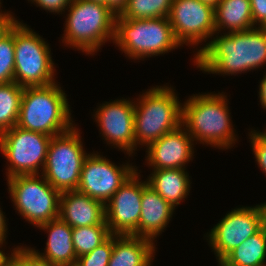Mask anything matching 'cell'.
Here are the masks:
<instances>
[{"label": "cell", "instance_id": "1", "mask_svg": "<svg viewBox=\"0 0 266 266\" xmlns=\"http://www.w3.org/2000/svg\"><path fill=\"white\" fill-rule=\"evenodd\" d=\"M214 35L194 55L200 71L232 76L266 66V27Z\"/></svg>", "mask_w": 266, "mask_h": 266}, {"label": "cell", "instance_id": "2", "mask_svg": "<svg viewBox=\"0 0 266 266\" xmlns=\"http://www.w3.org/2000/svg\"><path fill=\"white\" fill-rule=\"evenodd\" d=\"M228 103L225 92H208L193 94L182 104V126L196 144L228 150L237 143Z\"/></svg>", "mask_w": 266, "mask_h": 266}, {"label": "cell", "instance_id": "3", "mask_svg": "<svg viewBox=\"0 0 266 266\" xmlns=\"http://www.w3.org/2000/svg\"><path fill=\"white\" fill-rule=\"evenodd\" d=\"M61 88L57 82L25 87L16 126L51 137L69 131L75 124L67 95Z\"/></svg>", "mask_w": 266, "mask_h": 266}, {"label": "cell", "instance_id": "4", "mask_svg": "<svg viewBox=\"0 0 266 266\" xmlns=\"http://www.w3.org/2000/svg\"><path fill=\"white\" fill-rule=\"evenodd\" d=\"M171 85H156L134 100L135 151L182 125V103Z\"/></svg>", "mask_w": 266, "mask_h": 266}, {"label": "cell", "instance_id": "5", "mask_svg": "<svg viewBox=\"0 0 266 266\" xmlns=\"http://www.w3.org/2000/svg\"><path fill=\"white\" fill-rule=\"evenodd\" d=\"M66 11L65 46L93 56L105 42H113L116 14L107 5L73 0Z\"/></svg>", "mask_w": 266, "mask_h": 266}, {"label": "cell", "instance_id": "6", "mask_svg": "<svg viewBox=\"0 0 266 266\" xmlns=\"http://www.w3.org/2000/svg\"><path fill=\"white\" fill-rule=\"evenodd\" d=\"M113 43L133 60L164 55L181 46L168 17L130 19L116 15Z\"/></svg>", "mask_w": 266, "mask_h": 266}, {"label": "cell", "instance_id": "7", "mask_svg": "<svg viewBox=\"0 0 266 266\" xmlns=\"http://www.w3.org/2000/svg\"><path fill=\"white\" fill-rule=\"evenodd\" d=\"M14 82L21 87L46 86L55 81L56 66L47 41L27 24L14 26Z\"/></svg>", "mask_w": 266, "mask_h": 266}, {"label": "cell", "instance_id": "8", "mask_svg": "<svg viewBox=\"0 0 266 266\" xmlns=\"http://www.w3.org/2000/svg\"><path fill=\"white\" fill-rule=\"evenodd\" d=\"M79 131L74 125L69 131L52 136L48 147L41 174L60 193L77 190L81 170L88 156Z\"/></svg>", "mask_w": 266, "mask_h": 266}, {"label": "cell", "instance_id": "9", "mask_svg": "<svg viewBox=\"0 0 266 266\" xmlns=\"http://www.w3.org/2000/svg\"><path fill=\"white\" fill-rule=\"evenodd\" d=\"M7 184L15 210L33 226L59 217L61 193L42 174L13 176Z\"/></svg>", "mask_w": 266, "mask_h": 266}, {"label": "cell", "instance_id": "10", "mask_svg": "<svg viewBox=\"0 0 266 266\" xmlns=\"http://www.w3.org/2000/svg\"><path fill=\"white\" fill-rule=\"evenodd\" d=\"M51 136L14 126L0 134V150L9 162L6 179L17 175L40 174ZM40 171V172H39Z\"/></svg>", "mask_w": 266, "mask_h": 266}, {"label": "cell", "instance_id": "11", "mask_svg": "<svg viewBox=\"0 0 266 266\" xmlns=\"http://www.w3.org/2000/svg\"><path fill=\"white\" fill-rule=\"evenodd\" d=\"M266 224V202L234 208L207 232L206 240L217 261L256 234Z\"/></svg>", "mask_w": 266, "mask_h": 266}, {"label": "cell", "instance_id": "12", "mask_svg": "<svg viewBox=\"0 0 266 266\" xmlns=\"http://www.w3.org/2000/svg\"><path fill=\"white\" fill-rule=\"evenodd\" d=\"M136 170V165L127 162L118 166L92 152L84 161L77 190L106 204Z\"/></svg>", "mask_w": 266, "mask_h": 266}, {"label": "cell", "instance_id": "13", "mask_svg": "<svg viewBox=\"0 0 266 266\" xmlns=\"http://www.w3.org/2000/svg\"><path fill=\"white\" fill-rule=\"evenodd\" d=\"M168 19L182 47L209 43L216 33L214 8L201 0H173Z\"/></svg>", "mask_w": 266, "mask_h": 266}, {"label": "cell", "instance_id": "14", "mask_svg": "<svg viewBox=\"0 0 266 266\" xmlns=\"http://www.w3.org/2000/svg\"><path fill=\"white\" fill-rule=\"evenodd\" d=\"M134 104L130 98L100 104L94 116L103 140L113 148L133 156L135 152Z\"/></svg>", "mask_w": 266, "mask_h": 266}, {"label": "cell", "instance_id": "15", "mask_svg": "<svg viewBox=\"0 0 266 266\" xmlns=\"http://www.w3.org/2000/svg\"><path fill=\"white\" fill-rule=\"evenodd\" d=\"M138 169L105 204V218L110 234L132 235L141 214L143 181ZM141 180V181H140Z\"/></svg>", "mask_w": 266, "mask_h": 266}, {"label": "cell", "instance_id": "16", "mask_svg": "<svg viewBox=\"0 0 266 266\" xmlns=\"http://www.w3.org/2000/svg\"><path fill=\"white\" fill-rule=\"evenodd\" d=\"M194 141L181 125L176 130L163 135L146 148V161L152 170L186 169L194 157Z\"/></svg>", "mask_w": 266, "mask_h": 266}, {"label": "cell", "instance_id": "17", "mask_svg": "<svg viewBox=\"0 0 266 266\" xmlns=\"http://www.w3.org/2000/svg\"><path fill=\"white\" fill-rule=\"evenodd\" d=\"M59 218L72 228L107 225L105 204L78 190L60 194Z\"/></svg>", "mask_w": 266, "mask_h": 266}, {"label": "cell", "instance_id": "18", "mask_svg": "<svg viewBox=\"0 0 266 266\" xmlns=\"http://www.w3.org/2000/svg\"><path fill=\"white\" fill-rule=\"evenodd\" d=\"M176 208L143 180L141 214L137 230L132 234L155 241L164 232ZM159 235V236H158Z\"/></svg>", "mask_w": 266, "mask_h": 266}, {"label": "cell", "instance_id": "19", "mask_svg": "<svg viewBox=\"0 0 266 266\" xmlns=\"http://www.w3.org/2000/svg\"><path fill=\"white\" fill-rule=\"evenodd\" d=\"M37 228L48 233L44 253L31 248L39 257L51 261L59 266H75L77 256L72 241V230L66 222L59 217L39 225Z\"/></svg>", "mask_w": 266, "mask_h": 266}, {"label": "cell", "instance_id": "20", "mask_svg": "<svg viewBox=\"0 0 266 266\" xmlns=\"http://www.w3.org/2000/svg\"><path fill=\"white\" fill-rule=\"evenodd\" d=\"M155 242L133 235H113V251L108 266H151Z\"/></svg>", "mask_w": 266, "mask_h": 266}, {"label": "cell", "instance_id": "21", "mask_svg": "<svg viewBox=\"0 0 266 266\" xmlns=\"http://www.w3.org/2000/svg\"><path fill=\"white\" fill-rule=\"evenodd\" d=\"M186 169L152 170L147 184L173 207L180 205L190 193L191 181Z\"/></svg>", "mask_w": 266, "mask_h": 266}, {"label": "cell", "instance_id": "22", "mask_svg": "<svg viewBox=\"0 0 266 266\" xmlns=\"http://www.w3.org/2000/svg\"><path fill=\"white\" fill-rule=\"evenodd\" d=\"M214 13L216 33L240 32L256 27L253 25L250 0H220Z\"/></svg>", "mask_w": 266, "mask_h": 266}, {"label": "cell", "instance_id": "23", "mask_svg": "<svg viewBox=\"0 0 266 266\" xmlns=\"http://www.w3.org/2000/svg\"><path fill=\"white\" fill-rule=\"evenodd\" d=\"M266 224L229 252L222 261L228 266H266Z\"/></svg>", "mask_w": 266, "mask_h": 266}, {"label": "cell", "instance_id": "24", "mask_svg": "<svg viewBox=\"0 0 266 266\" xmlns=\"http://www.w3.org/2000/svg\"><path fill=\"white\" fill-rule=\"evenodd\" d=\"M23 90L16 82L0 84V134L16 126Z\"/></svg>", "mask_w": 266, "mask_h": 266}, {"label": "cell", "instance_id": "25", "mask_svg": "<svg viewBox=\"0 0 266 266\" xmlns=\"http://www.w3.org/2000/svg\"><path fill=\"white\" fill-rule=\"evenodd\" d=\"M173 0H128L120 18L151 19L168 17Z\"/></svg>", "mask_w": 266, "mask_h": 266}, {"label": "cell", "instance_id": "26", "mask_svg": "<svg viewBox=\"0 0 266 266\" xmlns=\"http://www.w3.org/2000/svg\"><path fill=\"white\" fill-rule=\"evenodd\" d=\"M110 235L111 234L107 225H93L73 228L72 241L77 258L94 250Z\"/></svg>", "mask_w": 266, "mask_h": 266}, {"label": "cell", "instance_id": "27", "mask_svg": "<svg viewBox=\"0 0 266 266\" xmlns=\"http://www.w3.org/2000/svg\"><path fill=\"white\" fill-rule=\"evenodd\" d=\"M15 43L14 27L0 40V84L14 82Z\"/></svg>", "mask_w": 266, "mask_h": 266}, {"label": "cell", "instance_id": "28", "mask_svg": "<svg viewBox=\"0 0 266 266\" xmlns=\"http://www.w3.org/2000/svg\"><path fill=\"white\" fill-rule=\"evenodd\" d=\"M113 251V234L86 255L77 258L75 266H108Z\"/></svg>", "mask_w": 266, "mask_h": 266}, {"label": "cell", "instance_id": "29", "mask_svg": "<svg viewBox=\"0 0 266 266\" xmlns=\"http://www.w3.org/2000/svg\"><path fill=\"white\" fill-rule=\"evenodd\" d=\"M13 251V252H12ZM11 260L17 266H59L39 257L31 247L17 246L12 249Z\"/></svg>", "mask_w": 266, "mask_h": 266}, {"label": "cell", "instance_id": "30", "mask_svg": "<svg viewBox=\"0 0 266 266\" xmlns=\"http://www.w3.org/2000/svg\"><path fill=\"white\" fill-rule=\"evenodd\" d=\"M248 136L250 137L249 141L252 145L251 149L255 156V161L258 163V167L260 168L266 176V134L264 132H260L252 129L248 132Z\"/></svg>", "mask_w": 266, "mask_h": 266}, {"label": "cell", "instance_id": "31", "mask_svg": "<svg viewBox=\"0 0 266 266\" xmlns=\"http://www.w3.org/2000/svg\"><path fill=\"white\" fill-rule=\"evenodd\" d=\"M41 9L53 14H63L73 0H28ZM63 12V13H62Z\"/></svg>", "mask_w": 266, "mask_h": 266}, {"label": "cell", "instance_id": "32", "mask_svg": "<svg viewBox=\"0 0 266 266\" xmlns=\"http://www.w3.org/2000/svg\"><path fill=\"white\" fill-rule=\"evenodd\" d=\"M253 25L266 27V0H250Z\"/></svg>", "mask_w": 266, "mask_h": 266}, {"label": "cell", "instance_id": "33", "mask_svg": "<svg viewBox=\"0 0 266 266\" xmlns=\"http://www.w3.org/2000/svg\"><path fill=\"white\" fill-rule=\"evenodd\" d=\"M18 21L14 15H0V40L11 31Z\"/></svg>", "mask_w": 266, "mask_h": 266}, {"label": "cell", "instance_id": "34", "mask_svg": "<svg viewBox=\"0 0 266 266\" xmlns=\"http://www.w3.org/2000/svg\"><path fill=\"white\" fill-rule=\"evenodd\" d=\"M128 0H106V5L116 14L119 15L126 7Z\"/></svg>", "mask_w": 266, "mask_h": 266}, {"label": "cell", "instance_id": "35", "mask_svg": "<svg viewBox=\"0 0 266 266\" xmlns=\"http://www.w3.org/2000/svg\"><path fill=\"white\" fill-rule=\"evenodd\" d=\"M4 212L2 211L0 207V246L7 244L6 243V237H7V222Z\"/></svg>", "mask_w": 266, "mask_h": 266}, {"label": "cell", "instance_id": "36", "mask_svg": "<svg viewBox=\"0 0 266 266\" xmlns=\"http://www.w3.org/2000/svg\"><path fill=\"white\" fill-rule=\"evenodd\" d=\"M258 93V98L260 100L259 102L261 104V107L266 110V73L260 81Z\"/></svg>", "mask_w": 266, "mask_h": 266}, {"label": "cell", "instance_id": "37", "mask_svg": "<svg viewBox=\"0 0 266 266\" xmlns=\"http://www.w3.org/2000/svg\"><path fill=\"white\" fill-rule=\"evenodd\" d=\"M2 248V246H0ZM11 260L10 252L7 254L4 250H0V266H5Z\"/></svg>", "mask_w": 266, "mask_h": 266}, {"label": "cell", "instance_id": "38", "mask_svg": "<svg viewBox=\"0 0 266 266\" xmlns=\"http://www.w3.org/2000/svg\"><path fill=\"white\" fill-rule=\"evenodd\" d=\"M203 3L208 4L215 8L217 4L220 2V0H201Z\"/></svg>", "mask_w": 266, "mask_h": 266}, {"label": "cell", "instance_id": "39", "mask_svg": "<svg viewBox=\"0 0 266 266\" xmlns=\"http://www.w3.org/2000/svg\"><path fill=\"white\" fill-rule=\"evenodd\" d=\"M1 5H2V3H1V0H0V15H14V14L10 13L11 11H5V12L2 11Z\"/></svg>", "mask_w": 266, "mask_h": 266}, {"label": "cell", "instance_id": "40", "mask_svg": "<svg viewBox=\"0 0 266 266\" xmlns=\"http://www.w3.org/2000/svg\"><path fill=\"white\" fill-rule=\"evenodd\" d=\"M88 1L96 2V3H102V4L106 5V0H88Z\"/></svg>", "mask_w": 266, "mask_h": 266}, {"label": "cell", "instance_id": "41", "mask_svg": "<svg viewBox=\"0 0 266 266\" xmlns=\"http://www.w3.org/2000/svg\"><path fill=\"white\" fill-rule=\"evenodd\" d=\"M5 266H17L12 260H10Z\"/></svg>", "mask_w": 266, "mask_h": 266}, {"label": "cell", "instance_id": "42", "mask_svg": "<svg viewBox=\"0 0 266 266\" xmlns=\"http://www.w3.org/2000/svg\"><path fill=\"white\" fill-rule=\"evenodd\" d=\"M218 266H228L222 260H218Z\"/></svg>", "mask_w": 266, "mask_h": 266}]
</instances>
